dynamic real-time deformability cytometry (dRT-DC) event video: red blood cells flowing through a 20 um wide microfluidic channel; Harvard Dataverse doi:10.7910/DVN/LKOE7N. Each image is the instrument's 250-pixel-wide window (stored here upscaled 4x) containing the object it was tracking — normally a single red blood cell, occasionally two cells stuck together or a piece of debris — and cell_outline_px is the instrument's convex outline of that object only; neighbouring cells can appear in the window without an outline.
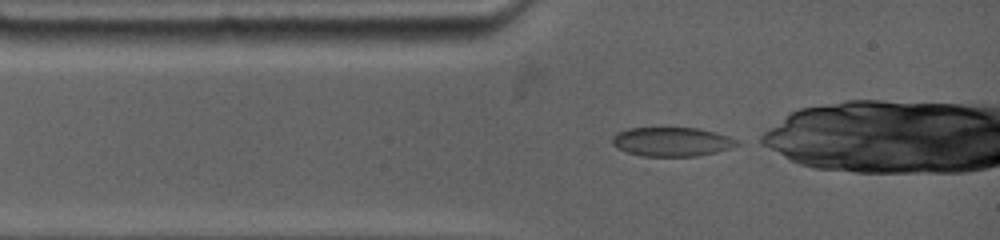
{"species": "common noctule bat (a hibernating species)", "species_latin": "Nyctalus noctula", "temperature_condition": "warm", "stored_images_in_passage": 21, "camera_frame_rate_fps": 4500, "um_per_image_px": 0.085, "animal": {"sex": "female", "body_mass_g": 19.0, "forearm_length_mm": 53.3}, "frame": {"image": 1, "passage_image": 1, "time_ms": 0.0, "image_size_px": [1000, 240], "cell_outline_px": [[740, 144], [732, 148], [716, 152], [696, 156], [652, 160], [648, 160], [616, 148], [612, 144], [612, 136], [616, 132], [628, 128], [696, 128], [716, 132], [728, 136], [736, 140]], "centroid_in_image_um": [57.03, 12.11], "position_along_channel_um": 28.0, "area_um2": 22.2}}
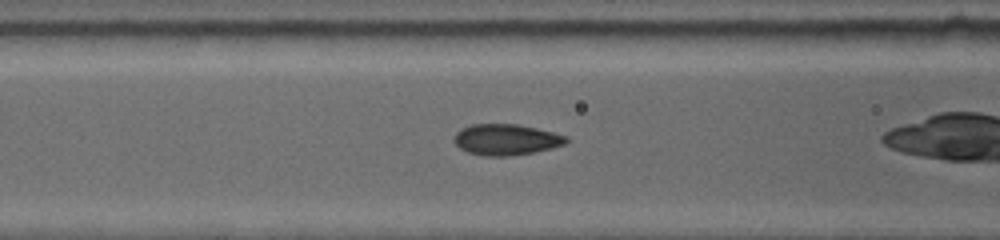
{"frame": {"image": 2, "passage_image": 8, "time_ms": 2.667, "image_size_px": [1000, 240], "cell_outline_px": [[568, 140], [564, 144], [552, 148], [532, 152], [508, 156], [480, 156], [468, 152], [460, 148], [452, 140], [452, 136], [460, 128], [472, 124], [516, 124], [536, 128], [568, 136]], "centroid_in_image_um": [42.96, 11.86], "position_along_channel_um": 123.6, "area_um2": 20.35}}
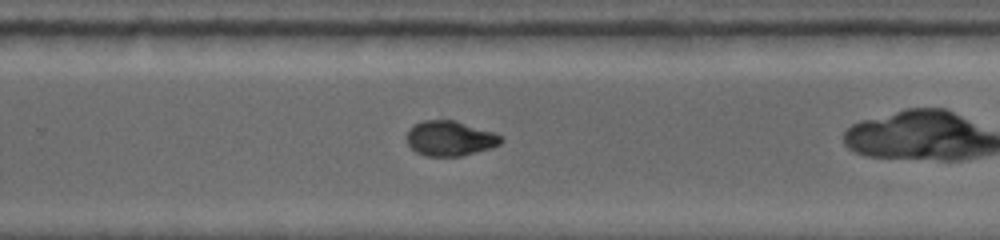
{"frame": {"image": 3, "passage_image": 20, "time_ms": 7.111, "image_size_px": [1000, 240], "cell_outline_px": [[504, 140], [500, 144], [488, 148], [460, 156], [424, 156], [416, 152], [408, 144], [408, 128], [424, 120], [456, 120], [504, 136]], "centroid_in_image_um": [38.25, 11.76], "position_along_channel_um": 291.5, "area_um2": 19.07}}